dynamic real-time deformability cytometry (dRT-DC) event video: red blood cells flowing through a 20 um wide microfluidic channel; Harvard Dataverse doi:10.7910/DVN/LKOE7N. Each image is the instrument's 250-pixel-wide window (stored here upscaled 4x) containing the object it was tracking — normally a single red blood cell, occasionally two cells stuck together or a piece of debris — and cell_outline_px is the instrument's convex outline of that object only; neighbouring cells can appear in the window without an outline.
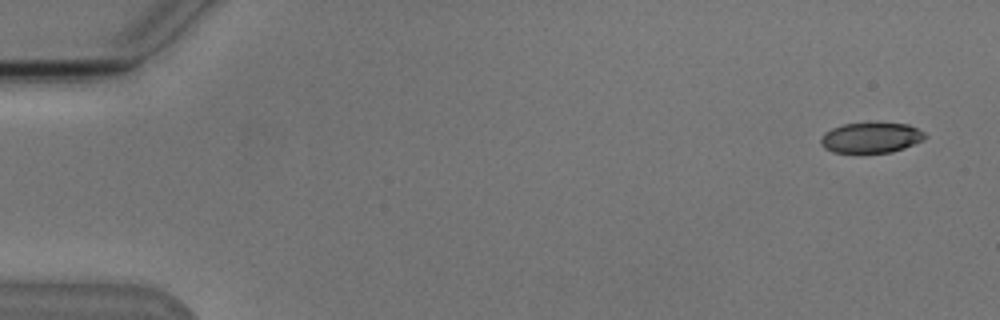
{"species": "Egyptian fruit bat (a non-hibernating species)", "species_latin": "Rousettus aegyptiacus", "temperature_condition": "cold", "stored_images_in_passage": 4, "camera_frame_rate_fps": 3000, "um_per_image_px": 0.085, "animal": {"sex": "male"}, "frame": {"image": 1, "passage_image": 1, "time_ms": 0.0, "image_size_px": [1000, 320], "cell_outline_px": [[928, 136], [904, 148], [892, 152], [832, 152], [824, 148], [820, 144], [820, 140], [824, 132], [832, 128], [844, 124], [876, 120], [908, 124], [924, 132]], "centroid_in_image_um": [74.02, 11.65], "position_along_channel_um": 11.0, "area_um2": 18.96}}
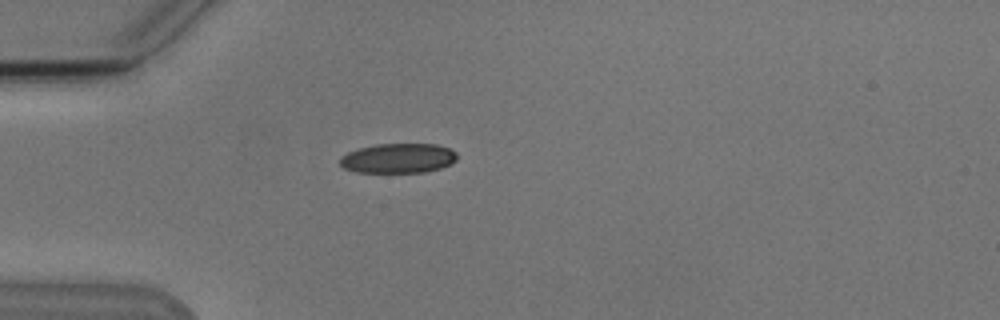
{"frame": {"image": 2, "passage_image": 4, "time_ms": 4.333, "image_size_px": [1000, 320], "cell_outline_px": [[456, 160], [452, 164], [440, 168], [424, 172], [356, 172], [344, 168], [340, 164], [340, 156], [348, 152], [360, 148], [376, 144], [436, 144], [448, 148], [456, 152]], "centroid_in_image_um": [33.85, 13.45], "position_along_channel_um": 51.2, "area_um2": 20.23}}